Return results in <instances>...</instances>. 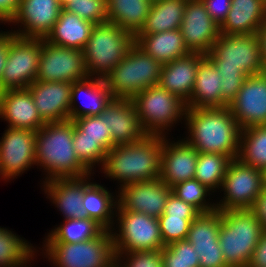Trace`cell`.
<instances>
[{
  "instance_id": "1",
  "label": "cell",
  "mask_w": 266,
  "mask_h": 267,
  "mask_svg": "<svg viewBox=\"0 0 266 267\" xmlns=\"http://www.w3.org/2000/svg\"><path fill=\"white\" fill-rule=\"evenodd\" d=\"M205 56L221 73V108L228 107L237 96L247 76L264 73L257 33L221 34Z\"/></svg>"
},
{
  "instance_id": "2",
  "label": "cell",
  "mask_w": 266,
  "mask_h": 267,
  "mask_svg": "<svg viewBox=\"0 0 266 267\" xmlns=\"http://www.w3.org/2000/svg\"><path fill=\"white\" fill-rule=\"evenodd\" d=\"M186 142L198 153H218L237 159L240 150L241 127L228 107L187 108Z\"/></svg>"
},
{
  "instance_id": "3",
  "label": "cell",
  "mask_w": 266,
  "mask_h": 267,
  "mask_svg": "<svg viewBox=\"0 0 266 267\" xmlns=\"http://www.w3.org/2000/svg\"><path fill=\"white\" fill-rule=\"evenodd\" d=\"M162 136L146 135L138 142L117 145L107 153L102 170L106 176L120 181V187L160 178Z\"/></svg>"
},
{
  "instance_id": "4",
  "label": "cell",
  "mask_w": 266,
  "mask_h": 267,
  "mask_svg": "<svg viewBox=\"0 0 266 267\" xmlns=\"http://www.w3.org/2000/svg\"><path fill=\"white\" fill-rule=\"evenodd\" d=\"M73 134L72 120L46 123L36 131V164L44 167L48 175L43 182L91 173L74 151Z\"/></svg>"
},
{
  "instance_id": "5",
  "label": "cell",
  "mask_w": 266,
  "mask_h": 267,
  "mask_svg": "<svg viewBox=\"0 0 266 267\" xmlns=\"http://www.w3.org/2000/svg\"><path fill=\"white\" fill-rule=\"evenodd\" d=\"M221 212L219 244L228 267H247L263 233L262 223L252 209Z\"/></svg>"
},
{
  "instance_id": "6",
  "label": "cell",
  "mask_w": 266,
  "mask_h": 267,
  "mask_svg": "<svg viewBox=\"0 0 266 267\" xmlns=\"http://www.w3.org/2000/svg\"><path fill=\"white\" fill-rule=\"evenodd\" d=\"M135 45V35L110 22L95 24L82 49L89 77L104 79Z\"/></svg>"
},
{
  "instance_id": "7",
  "label": "cell",
  "mask_w": 266,
  "mask_h": 267,
  "mask_svg": "<svg viewBox=\"0 0 266 267\" xmlns=\"http://www.w3.org/2000/svg\"><path fill=\"white\" fill-rule=\"evenodd\" d=\"M161 68L159 61L135 44L104 81L113 98L132 100L140 91L158 84Z\"/></svg>"
},
{
  "instance_id": "8",
  "label": "cell",
  "mask_w": 266,
  "mask_h": 267,
  "mask_svg": "<svg viewBox=\"0 0 266 267\" xmlns=\"http://www.w3.org/2000/svg\"><path fill=\"white\" fill-rule=\"evenodd\" d=\"M112 231L104 229L97 237L78 243L45 242L44 253L56 267H115Z\"/></svg>"
},
{
  "instance_id": "9",
  "label": "cell",
  "mask_w": 266,
  "mask_h": 267,
  "mask_svg": "<svg viewBox=\"0 0 266 267\" xmlns=\"http://www.w3.org/2000/svg\"><path fill=\"white\" fill-rule=\"evenodd\" d=\"M132 101L147 135L164 137L165 130L186 115V103L158 85L140 91Z\"/></svg>"
},
{
  "instance_id": "10",
  "label": "cell",
  "mask_w": 266,
  "mask_h": 267,
  "mask_svg": "<svg viewBox=\"0 0 266 267\" xmlns=\"http://www.w3.org/2000/svg\"><path fill=\"white\" fill-rule=\"evenodd\" d=\"M42 39L8 32V57L1 77V91L27 89L35 81Z\"/></svg>"
},
{
  "instance_id": "11",
  "label": "cell",
  "mask_w": 266,
  "mask_h": 267,
  "mask_svg": "<svg viewBox=\"0 0 266 267\" xmlns=\"http://www.w3.org/2000/svg\"><path fill=\"white\" fill-rule=\"evenodd\" d=\"M220 188L224 190L225 196L216 204L217 210L252 209L264 191L263 170L233 159Z\"/></svg>"
},
{
  "instance_id": "12",
  "label": "cell",
  "mask_w": 266,
  "mask_h": 267,
  "mask_svg": "<svg viewBox=\"0 0 266 267\" xmlns=\"http://www.w3.org/2000/svg\"><path fill=\"white\" fill-rule=\"evenodd\" d=\"M115 214L119 221V234L112 232L115 253L155 251L165 247L157 218L127 210H116Z\"/></svg>"
},
{
  "instance_id": "13",
  "label": "cell",
  "mask_w": 266,
  "mask_h": 267,
  "mask_svg": "<svg viewBox=\"0 0 266 267\" xmlns=\"http://www.w3.org/2000/svg\"><path fill=\"white\" fill-rule=\"evenodd\" d=\"M82 50L41 40V56L35 81L73 83L88 78Z\"/></svg>"
},
{
  "instance_id": "14",
  "label": "cell",
  "mask_w": 266,
  "mask_h": 267,
  "mask_svg": "<svg viewBox=\"0 0 266 267\" xmlns=\"http://www.w3.org/2000/svg\"><path fill=\"white\" fill-rule=\"evenodd\" d=\"M36 131L7 128L0 140V175L4 180L36 165Z\"/></svg>"
},
{
  "instance_id": "15",
  "label": "cell",
  "mask_w": 266,
  "mask_h": 267,
  "mask_svg": "<svg viewBox=\"0 0 266 267\" xmlns=\"http://www.w3.org/2000/svg\"><path fill=\"white\" fill-rule=\"evenodd\" d=\"M115 210H127L144 213L159 218L165 208L172 189L160 178L141 181L120 187Z\"/></svg>"
},
{
  "instance_id": "16",
  "label": "cell",
  "mask_w": 266,
  "mask_h": 267,
  "mask_svg": "<svg viewBox=\"0 0 266 267\" xmlns=\"http://www.w3.org/2000/svg\"><path fill=\"white\" fill-rule=\"evenodd\" d=\"M221 212L200 213L190 224L187 240L199 256L200 267H228L219 244Z\"/></svg>"
},
{
  "instance_id": "17",
  "label": "cell",
  "mask_w": 266,
  "mask_h": 267,
  "mask_svg": "<svg viewBox=\"0 0 266 267\" xmlns=\"http://www.w3.org/2000/svg\"><path fill=\"white\" fill-rule=\"evenodd\" d=\"M228 108L242 130L266 125V73L247 76Z\"/></svg>"
},
{
  "instance_id": "18",
  "label": "cell",
  "mask_w": 266,
  "mask_h": 267,
  "mask_svg": "<svg viewBox=\"0 0 266 267\" xmlns=\"http://www.w3.org/2000/svg\"><path fill=\"white\" fill-rule=\"evenodd\" d=\"M180 30L191 53L208 54L220 37V26L211 18L202 0H187Z\"/></svg>"
},
{
  "instance_id": "19",
  "label": "cell",
  "mask_w": 266,
  "mask_h": 267,
  "mask_svg": "<svg viewBox=\"0 0 266 267\" xmlns=\"http://www.w3.org/2000/svg\"><path fill=\"white\" fill-rule=\"evenodd\" d=\"M100 115L111 130L113 147L138 142L147 135L130 99L112 98Z\"/></svg>"
},
{
  "instance_id": "20",
  "label": "cell",
  "mask_w": 266,
  "mask_h": 267,
  "mask_svg": "<svg viewBox=\"0 0 266 267\" xmlns=\"http://www.w3.org/2000/svg\"><path fill=\"white\" fill-rule=\"evenodd\" d=\"M61 9L57 0H20L18 11L10 23H21L23 29L12 33L21 37L45 38L58 20Z\"/></svg>"
},
{
  "instance_id": "21",
  "label": "cell",
  "mask_w": 266,
  "mask_h": 267,
  "mask_svg": "<svg viewBox=\"0 0 266 267\" xmlns=\"http://www.w3.org/2000/svg\"><path fill=\"white\" fill-rule=\"evenodd\" d=\"M162 136L160 179L170 188L195 177L198 151L185 139L169 143Z\"/></svg>"
},
{
  "instance_id": "22",
  "label": "cell",
  "mask_w": 266,
  "mask_h": 267,
  "mask_svg": "<svg viewBox=\"0 0 266 267\" xmlns=\"http://www.w3.org/2000/svg\"><path fill=\"white\" fill-rule=\"evenodd\" d=\"M72 83L34 81L27 87L45 123L69 120Z\"/></svg>"
},
{
  "instance_id": "23",
  "label": "cell",
  "mask_w": 266,
  "mask_h": 267,
  "mask_svg": "<svg viewBox=\"0 0 266 267\" xmlns=\"http://www.w3.org/2000/svg\"><path fill=\"white\" fill-rule=\"evenodd\" d=\"M0 118L9 128L38 131L46 123L42 120L28 89L0 92Z\"/></svg>"
},
{
  "instance_id": "24",
  "label": "cell",
  "mask_w": 266,
  "mask_h": 267,
  "mask_svg": "<svg viewBox=\"0 0 266 267\" xmlns=\"http://www.w3.org/2000/svg\"><path fill=\"white\" fill-rule=\"evenodd\" d=\"M204 57L205 55L201 53H190L163 64L157 85L182 99L188 106V100L193 93L199 62Z\"/></svg>"
},
{
  "instance_id": "25",
  "label": "cell",
  "mask_w": 266,
  "mask_h": 267,
  "mask_svg": "<svg viewBox=\"0 0 266 267\" xmlns=\"http://www.w3.org/2000/svg\"><path fill=\"white\" fill-rule=\"evenodd\" d=\"M91 173L81 177L56 178L44 182L45 194L59 208L66 219H82V198L84 189L91 183ZM48 192V193H47Z\"/></svg>"
},
{
  "instance_id": "26",
  "label": "cell",
  "mask_w": 266,
  "mask_h": 267,
  "mask_svg": "<svg viewBox=\"0 0 266 267\" xmlns=\"http://www.w3.org/2000/svg\"><path fill=\"white\" fill-rule=\"evenodd\" d=\"M266 21L265 0H232L221 34L249 35L257 33Z\"/></svg>"
},
{
  "instance_id": "27",
  "label": "cell",
  "mask_w": 266,
  "mask_h": 267,
  "mask_svg": "<svg viewBox=\"0 0 266 267\" xmlns=\"http://www.w3.org/2000/svg\"><path fill=\"white\" fill-rule=\"evenodd\" d=\"M84 96L89 100H87V102L84 101L85 103L81 101L83 104L78 108L76 100L78 97ZM112 98L104 79L88 77L84 80L73 82L70 97L69 120L73 121L74 119L85 116L100 115Z\"/></svg>"
},
{
  "instance_id": "28",
  "label": "cell",
  "mask_w": 266,
  "mask_h": 267,
  "mask_svg": "<svg viewBox=\"0 0 266 267\" xmlns=\"http://www.w3.org/2000/svg\"><path fill=\"white\" fill-rule=\"evenodd\" d=\"M135 44L162 65L191 53L185 45L180 29L136 34Z\"/></svg>"
},
{
  "instance_id": "29",
  "label": "cell",
  "mask_w": 266,
  "mask_h": 267,
  "mask_svg": "<svg viewBox=\"0 0 266 267\" xmlns=\"http://www.w3.org/2000/svg\"><path fill=\"white\" fill-rule=\"evenodd\" d=\"M94 25L77 14L61 9L53 29L44 39L57 46L82 50L87 44Z\"/></svg>"
},
{
  "instance_id": "30",
  "label": "cell",
  "mask_w": 266,
  "mask_h": 267,
  "mask_svg": "<svg viewBox=\"0 0 266 267\" xmlns=\"http://www.w3.org/2000/svg\"><path fill=\"white\" fill-rule=\"evenodd\" d=\"M221 81V73L205 56L199 62L187 108H221Z\"/></svg>"
},
{
  "instance_id": "31",
  "label": "cell",
  "mask_w": 266,
  "mask_h": 267,
  "mask_svg": "<svg viewBox=\"0 0 266 267\" xmlns=\"http://www.w3.org/2000/svg\"><path fill=\"white\" fill-rule=\"evenodd\" d=\"M151 6L149 0H107L108 22L136 35L144 26Z\"/></svg>"
},
{
  "instance_id": "32",
  "label": "cell",
  "mask_w": 266,
  "mask_h": 267,
  "mask_svg": "<svg viewBox=\"0 0 266 267\" xmlns=\"http://www.w3.org/2000/svg\"><path fill=\"white\" fill-rule=\"evenodd\" d=\"M187 0H161L152 3L144 26L137 34H154L180 29Z\"/></svg>"
},
{
  "instance_id": "33",
  "label": "cell",
  "mask_w": 266,
  "mask_h": 267,
  "mask_svg": "<svg viewBox=\"0 0 266 267\" xmlns=\"http://www.w3.org/2000/svg\"><path fill=\"white\" fill-rule=\"evenodd\" d=\"M117 200L102 185L90 183L83 192L82 210L84 216L94 219L106 230H112ZM113 216V217H112Z\"/></svg>"
},
{
  "instance_id": "34",
  "label": "cell",
  "mask_w": 266,
  "mask_h": 267,
  "mask_svg": "<svg viewBox=\"0 0 266 267\" xmlns=\"http://www.w3.org/2000/svg\"><path fill=\"white\" fill-rule=\"evenodd\" d=\"M62 225L54 228L44 242L78 243L97 237L104 228L94 219H66Z\"/></svg>"
},
{
  "instance_id": "35",
  "label": "cell",
  "mask_w": 266,
  "mask_h": 267,
  "mask_svg": "<svg viewBox=\"0 0 266 267\" xmlns=\"http://www.w3.org/2000/svg\"><path fill=\"white\" fill-rule=\"evenodd\" d=\"M237 159L259 170L266 168V125L250 127L241 131Z\"/></svg>"
},
{
  "instance_id": "36",
  "label": "cell",
  "mask_w": 266,
  "mask_h": 267,
  "mask_svg": "<svg viewBox=\"0 0 266 267\" xmlns=\"http://www.w3.org/2000/svg\"><path fill=\"white\" fill-rule=\"evenodd\" d=\"M34 247L11 230L0 227V267L26 266L34 257Z\"/></svg>"
},
{
  "instance_id": "37",
  "label": "cell",
  "mask_w": 266,
  "mask_h": 267,
  "mask_svg": "<svg viewBox=\"0 0 266 267\" xmlns=\"http://www.w3.org/2000/svg\"><path fill=\"white\" fill-rule=\"evenodd\" d=\"M230 162L228 156L218 153H198L194 178L211 191L219 189Z\"/></svg>"
},
{
  "instance_id": "38",
  "label": "cell",
  "mask_w": 266,
  "mask_h": 267,
  "mask_svg": "<svg viewBox=\"0 0 266 267\" xmlns=\"http://www.w3.org/2000/svg\"><path fill=\"white\" fill-rule=\"evenodd\" d=\"M171 189L172 193H174L178 198L191 204L200 213L212 212L216 209L215 203L209 204L206 202L205 197L207 196V193L210 195L209 192L211 190L195 178L178 183Z\"/></svg>"
},
{
  "instance_id": "39",
  "label": "cell",
  "mask_w": 266,
  "mask_h": 267,
  "mask_svg": "<svg viewBox=\"0 0 266 267\" xmlns=\"http://www.w3.org/2000/svg\"><path fill=\"white\" fill-rule=\"evenodd\" d=\"M162 260L163 267H200L199 256L187 239L163 247Z\"/></svg>"
},
{
  "instance_id": "40",
  "label": "cell",
  "mask_w": 266,
  "mask_h": 267,
  "mask_svg": "<svg viewBox=\"0 0 266 267\" xmlns=\"http://www.w3.org/2000/svg\"><path fill=\"white\" fill-rule=\"evenodd\" d=\"M73 123L80 131V139L99 140L108 151L113 147L111 130L106 125V121H102L101 115L77 118Z\"/></svg>"
},
{
  "instance_id": "41",
  "label": "cell",
  "mask_w": 266,
  "mask_h": 267,
  "mask_svg": "<svg viewBox=\"0 0 266 267\" xmlns=\"http://www.w3.org/2000/svg\"><path fill=\"white\" fill-rule=\"evenodd\" d=\"M73 147L78 159L92 172L94 165L103 162L108 150L99 140L80 139V131L74 126Z\"/></svg>"
},
{
  "instance_id": "42",
  "label": "cell",
  "mask_w": 266,
  "mask_h": 267,
  "mask_svg": "<svg viewBox=\"0 0 266 267\" xmlns=\"http://www.w3.org/2000/svg\"><path fill=\"white\" fill-rule=\"evenodd\" d=\"M196 217L161 215L158 222L164 246L185 240L188 236L190 224Z\"/></svg>"
},
{
  "instance_id": "43",
  "label": "cell",
  "mask_w": 266,
  "mask_h": 267,
  "mask_svg": "<svg viewBox=\"0 0 266 267\" xmlns=\"http://www.w3.org/2000/svg\"><path fill=\"white\" fill-rule=\"evenodd\" d=\"M65 9L93 24L108 22L107 0H73Z\"/></svg>"
},
{
  "instance_id": "44",
  "label": "cell",
  "mask_w": 266,
  "mask_h": 267,
  "mask_svg": "<svg viewBox=\"0 0 266 267\" xmlns=\"http://www.w3.org/2000/svg\"><path fill=\"white\" fill-rule=\"evenodd\" d=\"M123 254L126 256V261L124 264H122L123 261H121ZM115 267H163L162 249L155 251L116 253Z\"/></svg>"
},
{
  "instance_id": "45",
  "label": "cell",
  "mask_w": 266,
  "mask_h": 267,
  "mask_svg": "<svg viewBox=\"0 0 266 267\" xmlns=\"http://www.w3.org/2000/svg\"><path fill=\"white\" fill-rule=\"evenodd\" d=\"M200 212L191 204L184 202L178 198L174 193H171L165 204L162 215L171 216H198Z\"/></svg>"
},
{
  "instance_id": "46",
  "label": "cell",
  "mask_w": 266,
  "mask_h": 267,
  "mask_svg": "<svg viewBox=\"0 0 266 267\" xmlns=\"http://www.w3.org/2000/svg\"><path fill=\"white\" fill-rule=\"evenodd\" d=\"M211 18L221 26L226 20L232 0H202Z\"/></svg>"
},
{
  "instance_id": "47",
  "label": "cell",
  "mask_w": 266,
  "mask_h": 267,
  "mask_svg": "<svg viewBox=\"0 0 266 267\" xmlns=\"http://www.w3.org/2000/svg\"><path fill=\"white\" fill-rule=\"evenodd\" d=\"M247 267H266V231H263Z\"/></svg>"
},
{
  "instance_id": "48",
  "label": "cell",
  "mask_w": 266,
  "mask_h": 267,
  "mask_svg": "<svg viewBox=\"0 0 266 267\" xmlns=\"http://www.w3.org/2000/svg\"><path fill=\"white\" fill-rule=\"evenodd\" d=\"M20 0H0V21L10 22L18 11Z\"/></svg>"
},
{
  "instance_id": "49",
  "label": "cell",
  "mask_w": 266,
  "mask_h": 267,
  "mask_svg": "<svg viewBox=\"0 0 266 267\" xmlns=\"http://www.w3.org/2000/svg\"><path fill=\"white\" fill-rule=\"evenodd\" d=\"M252 210L256 214L258 220L262 223L263 230L266 231V189L256 200Z\"/></svg>"
},
{
  "instance_id": "50",
  "label": "cell",
  "mask_w": 266,
  "mask_h": 267,
  "mask_svg": "<svg viewBox=\"0 0 266 267\" xmlns=\"http://www.w3.org/2000/svg\"><path fill=\"white\" fill-rule=\"evenodd\" d=\"M8 57V31L0 32V92L1 77Z\"/></svg>"
},
{
  "instance_id": "51",
  "label": "cell",
  "mask_w": 266,
  "mask_h": 267,
  "mask_svg": "<svg viewBox=\"0 0 266 267\" xmlns=\"http://www.w3.org/2000/svg\"><path fill=\"white\" fill-rule=\"evenodd\" d=\"M257 35L260 42L262 60L264 64V72L266 73V21L257 31Z\"/></svg>"
},
{
  "instance_id": "52",
  "label": "cell",
  "mask_w": 266,
  "mask_h": 267,
  "mask_svg": "<svg viewBox=\"0 0 266 267\" xmlns=\"http://www.w3.org/2000/svg\"><path fill=\"white\" fill-rule=\"evenodd\" d=\"M73 0H57L62 9H65Z\"/></svg>"
},
{
  "instance_id": "53",
  "label": "cell",
  "mask_w": 266,
  "mask_h": 267,
  "mask_svg": "<svg viewBox=\"0 0 266 267\" xmlns=\"http://www.w3.org/2000/svg\"><path fill=\"white\" fill-rule=\"evenodd\" d=\"M264 189H266V168L263 170Z\"/></svg>"
},
{
  "instance_id": "54",
  "label": "cell",
  "mask_w": 266,
  "mask_h": 267,
  "mask_svg": "<svg viewBox=\"0 0 266 267\" xmlns=\"http://www.w3.org/2000/svg\"><path fill=\"white\" fill-rule=\"evenodd\" d=\"M151 3L157 2V1H161V0H149Z\"/></svg>"
}]
</instances>
